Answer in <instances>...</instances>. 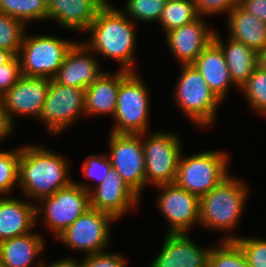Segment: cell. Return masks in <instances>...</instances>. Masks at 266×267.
I'll return each instance as SVG.
<instances>
[{"label":"cell","mask_w":266,"mask_h":267,"mask_svg":"<svg viewBox=\"0 0 266 267\" xmlns=\"http://www.w3.org/2000/svg\"><path fill=\"white\" fill-rule=\"evenodd\" d=\"M103 6L95 20L89 25L90 39L84 44L97 55L113 59L120 65V70L136 72L137 34L131 21L119 8Z\"/></svg>","instance_id":"obj_1"},{"label":"cell","mask_w":266,"mask_h":267,"mask_svg":"<svg viewBox=\"0 0 266 267\" xmlns=\"http://www.w3.org/2000/svg\"><path fill=\"white\" fill-rule=\"evenodd\" d=\"M64 156L41 145L21 146L18 186L35 204L74 180ZM37 199V200H36Z\"/></svg>","instance_id":"obj_2"},{"label":"cell","mask_w":266,"mask_h":267,"mask_svg":"<svg viewBox=\"0 0 266 267\" xmlns=\"http://www.w3.org/2000/svg\"><path fill=\"white\" fill-rule=\"evenodd\" d=\"M248 187L243 179L229 175L210 192L203 195L200 198L199 225L224 233L222 240H235L238 235L233 231L240 224L246 207Z\"/></svg>","instance_id":"obj_3"},{"label":"cell","mask_w":266,"mask_h":267,"mask_svg":"<svg viewBox=\"0 0 266 267\" xmlns=\"http://www.w3.org/2000/svg\"><path fill=\"white\" fill-rule=\"evenodd\" d=\"M181 73L174 87V99L183 114L196 127L211 128L217 119L221 100L192 65H181Z\"/></svg>","instance_id":"obj_4"},{"label":"cell","mask_w":266,"mask_h":267,"mask_svg":"<svg viewBox=\"0 0 266 267\" xmlns=\"http://www.w3.org/2000/svg\"><path fill=\"white\" fill-rule=\"evenodd\" d=\"M182 154L183 152L179 159L175 183L199 198L230 175L228 164L230 155L222 149L207 150L191 156Z\"/></svg>","instance_id":"obj_5"},{"label":"cell","mask_w":266,"mask_h":267,"mask_svg":"<svg viewBox=\"0 0 266 267\" xmlns=\"http://www.w3.org/2000/svg\"><path fill=\"white\" fill-rule=\"evenodd\" d=\"M138 71L130 72L121 82L117 97L115 134H142L149 131L150 94ZM149 96V97H148Z\"/></svg>","instance_id":"obj_6"},{"label":"cell","mask_w":266,"mask_h":267,"mask_svg":"<svg viewBox=\"0 0 266 267\" xmlns=\"http://www.w3.org/2000/svg\"><path fill=\"white\" fill-rule=\"evenodd\" d=\"M75 42L49 34L28 36L24 33L18 53L21 74L53 79Z\"/></svg>","instance_id":"obj_7"},{"label":"cell","mask_w":266,"mask_h":267,"mask_svg":"<svg viewBox=\"0 0 266 267\" xmlns=\"http://www.w3.org/2000/svg\"><path fill=\"white\" fill-rule=\"evenodd\" d=\"M150 133H142L146 187L175 183L183 152L180 137L164 130Z\"/></svg>","instance_id":"obj_8"},{"label":"cell","mask_w":266,"mask_h":267,"mask_svg":"<svg viewBox=\"0 0 266 267\" xmlns=\"http://www.w3.org/2000/svg\"><path fill=\"white\" fill-rule=\"evenodd\" d=\"M90 208V193L73 181L36 203V222L43 219L56 239Z\"/></svg>","instance_id":"obj_9"},{"label":"cell","mask_w":266,"mask_h":267,"mask_svg":"<svg viewBox=\"0 0 266 267\" xmlns=\"http://www.w3.org/2000/svg\"><path fill=\"white\" fill-rule=\"evenodd\" d=\"M116 221L111 214L90 208L56 240L68 249L82 251L85 256L100 253L106 251L109 243H112L110 224Z\"/></svg>","instance_id":"obj_10"},{"label":"cell","mask_w":266,"mask_h":267,"mask_svg":"<svg viewBox=\"0 0 266 267\" xmlns=\"http://www.w3.org/2000/svg\"><path fill=\"white\" fill-rule=\"evenodd\" d=\"M85 115V90L65 86L50 79L40 120L51 135H57Z\"/></svg>","instance_id":"obj_11"},{"label":"cell","mask_w":266,"mask_h":267,"mask_svg":"<svg viewBox=\"0 0 266 267\" xmlns=\"http://www.w3.org/2000/svg\"><path fill=\"white\" fill-rule=\"evenodd\" d=\"M109 152L112 169L140 197L146 186L142 134H109Z\"/></svg>","instance_id":"obj_12"},{"label":"cell","mask_w":266,"mask_h":267,"mask_svg":"<svg viewBox=\"0 0 266 267\" xmlns=\"http://www.w3.org/2000/svg\"><path fill=\"white\" fill-rule=\"evenodd\" d=\"M161 190L156 207L167 219L166 233H190L195 224H200V198L179 187L176 183L153 186Z\"/></svg>","instance_id":"obj_13"},{"label":"cell","mask_w":266,"mask_h":267,"mask_svg":"<svg viewBox=\"0 0 266 267\" xmlns=\"http://www.w3.org/2000/svg\"><path fill=\"white\" fill-rule=\"evenodd\" d=\"M50 87V79L21 76L3 95L1 101L11 121L15 116H27L40 120V114Z\"/></svg>","instance_id":"obj_14"},{"label":"cell","mask_w":266,"mask_h":267,"mask_svg":"<svg viewBox=\"0 0 266 267\" xmlns=\"http://www.w3.org/2000/svg\"><path fill=\"white\" fill-rule=\"evenodd\" d=\"M94 54L82 41L75 42L53 79L61 85L85 90L106 73V70L99 67L101 64Z\"/></svg>","instance_id":"obj_15"},{"label":"cell","mask_w":266,"mask_h":267,"mask_svg":"<svg viewBox=\"0 0 266 267\" xmlns=\"http://www.w3.org/2000/svg\"><path fill=\"white\" fill-rule=\"evenodd\" d=\"M140 199L118 172L112 169L102 183L90 192V207L109 213L118 221L137 207Z\"/></svg>","instance_id":"obj_16"},{"label":"cell","mask_w":266,"mask_h":267,"mask_svg":"<svg viewBox=\"0 0 266 267\" xmlns=\"http://www.w3.org/2000/svg\"><path fill=\"white\" fill-rule=\"evenodd\" d=\"M204 17L165 34L166 42L180 65H190L213 41L215 30L206 25Z\"/></svg>","instance_id":"obj_17"},{"label":"cell","mask_w":266,"mask_h":267,"mask_svg":"<svg viewBox=\"0 0 266 267\" xmlns=\"http://www.w3.org/2000/svg\"><path fill=\"white\" fill-rule=\"evenodd\" d=\"M160 253L149 267H207L211 248L198 246L188 233H166Z\"/></svg>","instance_id":"obj_18"},{"label":"cell","mask_w":266,"mask_h":267,"mask_svg":"<svg viewBox=\"0 0 266 267\" xmlns=\"http://www.w3.org/2000/svg\"><path fill=\"white\" fill-rule=\"evenodd\" d=\"M47 21L69 31L87 30L103 5L98 0H48Z\"/></svg>","instance_id":"obj_19"},{"label":"cell","mask_w":266,"mask_h":267,"mask_svg":"<svg viewBox=\"0 0 266 267\" xmlns=\"http://www.w3.org/2000/svg\"><path fill=\"white\" fill-rule=\"evenodd\" d=\"M36 224V204L31 199L0 196V242L32 232Z\"/></svg>","instance_id":"obj_20"},{"label":"cell","mask_w":266,"mask_h":267,"mask_svg":"<svg viewBox=\"0 0 266 267\" xmlns=\"http://www.w3.org/2000/svg\"><path fill=\"white\" fill-rule=\"evenodd\" d=\"M192 65L202 75L208 87L223 102L232 82L227 63L221 48L212 41L196 58Z\"/></svg>","instance_id":"obj_21"},{"label":"cell","mask_w":266,"mask_h":267,"mask_svg":"<svg viewBox=\"0 0 266 267\" xmlns=\"http://www.w3.org/2000/svg\"><path fill=\"white\" fill-rule=\"evenodd\" d=\"M129 71L118 70L117 73L107 71L98 81L85 89V115H112L116 111L120 82Z\"/></svg>","instance_id":"obj_22"},{"label":"cell","mask_w":266,"mask_h":267,"mask_svg":"<svg viewBox=\"0 0 266 267\" xmlns=\"http://www.w3.org/2000/svg\"><path fill=\"white\" fill-rule=\"evenodd\" d=\"M41 235L32 231L1 241L0 262L6 267H42L43 262L36 261L37 256L45 250L46 239Z\"/></svg>","instance_id":"obj_23"},{"label":"cell","mask_w":266,"mask_h":267,"mask_svg":"<svg viewBox=\"0 0 266 267\" xmlns=\"http://www.w3.org/2000/svg\"><path fill=\"white\" fill-rule=\"evenodd\" d=\"M215 30L213 41L223 51L229 75L237 90L248 80L257 67V52L228 36L226 44Z\"/></svg>","instance_id":"obj_24"},{"label":"cell","mask_w":266,"mask_h":267,"mask_svg":"<svg viewBox=\"0 0 266 267\" xmlns=\"http://www.w3.org/2000/svg\"><path fill=\"white\" fill-rule=\"evenodd\" d=\"M229 37L254 49L266 46V23L237 4L226 16Z\"/></svg>","instance_id":"obj_25"},{"label":"cell","mask_w":266,"mask_h":267,"mask_svg":"<svg viewBox=\"0 0 266 267\" xmlns=\"http://www.w3.org/2000/svg\"><path fill=\"white\" fill-rule=\"evenodd\" d=\"M48 0H0V13L20 20L25 26L28 21L47 20Z\"/></svg>","instance_id":"obj_26"},{"label":"cell","mask_w":266,"mask_h":267,"mask_svg":"<svg viewBox=\"0 0 266 267\" xmlns=\"http://www.w3.org/2000/svg\"><path fill=\"white\" fill-rule=\"evenodd\" d=\"M198 17L193 0H167L158 23L163 28V33L166 34L173 29L193 22Z\"/></svg>","instance_id":"obj_27"},{"label":"cell","mask_w":266,"mask_h":267,"mask_svg":"<svg viewBox=\"0 0 266 267\" xmlns=\"http://www.w3.org/2000/svg\"><path fill=\"white\" fill-rule=\"evenodd\" d=\"M211 247L207 267H250L243 251L234 240H221Z\"/></svg>","instance_id":"obj_28"},{"label":"cell","mask_w":266,"mask_h":267,"mask_svg":"<svg viewBox=\"0 0 266 267\" xmlns=\"http://www.w3.org/2000/svg\"><path fill=\"white\" fill-rule=\"evenodd\" d=\"M239 91L252 111L266 117V71L256 67Z\"/></svg>","instance_id":"obj_29"},{"label":"cell","mask_w":266,"mask_h":267,"mask_svg":"<svg viewBox=\"0 0 266 267\" xmlns=\"http://www.w3.org/2000/svg\"><path fill=\"white\" fill-rule=\"evenodd\" d=\"M167 0H126L121 11L134 23L158 22Z\"/></svg>","instance_id":"obj_30"},{"label":"cell","mask_w":266,"mask_h":267,"mask_svg":"<svg viewBox=\"0 0 266 267\" xmlns=\"http://www.w3.org/2000/svg\"><path fill=\"white\" fill-rule=\"evenodd\" d=\"M21 147L10 150H0V196L10 194L19 181V163Z\"/></svg>","instance_id":"obj_31"},{"label":"cell","mask_w":266,"mask_h":267,"mask_svg":"<svg viewBox=\"0 0 266 267\" xmlns=\"http://www.w3.org/2000/svg\"><path fill=\"white\" fill-rule=\"evenodd\" d=\"M26 26L18 19L0 13V48L18 56Z\"/></svg>","instance_id":"obj_32"},{"label":"cell","mask_w":266,"mask_h":267,"mask_svg":"<svg viewBox=\"0 0 266 267\" xmlns=\"http://www.w3.org/2000/svg\"><path fill=\"white\" fill-rule=\"evenodd\" d=\"M82 172L83 175L90 180H95L97 183L92 187L90 184H86L84 182L76 181V184L81 186L83 189L88 191L89 193L97 186H99L105 177L111 172L112 165L110 162L107 153H103V155H89L86 157L84 163L82 164Z\"/></svg>","instance_id":"obj_33"},{"label":"cell","mask_w":266,"mask_h":267,"mask_svg":"<svg viewBox=\"0 0 266 267\" xmlns=\"http://www.w3.org/2000/svg\"><path fill=\"white\" fill-rule=\"evenodd\" d=\"M234 241L243 251L250 267H266L265 239L238 236Z\"/></svg>","instance_id":"obj_34"},{"label":"cell","mask_w":266,"mask_h":267,"mask_svg":"<svg viewBox=\"0 0 266 267\" xmlns=\"http://www.w3.org/2000/svg\"><path fill=\"white\" fill-rule=\"evenodd\" d=\"M82 267H127L126 259L120 253H112L108 250L86 255L81 260Z\"/></svg>","instance_id":"obj_35"},{"label":"cell","mask_w":266,"mask_h":267,"mask_svg":"<svg viewBox=\"0 0 266 267\" xmlns=\"http://www.w3.org/2000/svg\"><path fill=\"white\" fill-rule=\"evenodd\" d=\"M200 17L213 16L218 14L227 15L237 4L239 0H193Z\"/></svg>","instance_id":"obj_36"},{"label":"cell","mask_w":266,"mask_h":267,"mask_svg":"<svg viewBox=\"0 0 266 267\" xmlns=\"http://www.w3.org/2000/svg\"><path fill=\"white\" fill-rule=\"evenodd\" d=\"M22 76L18 56L0 66V97L3 96Z\"/></svg>","instance_id":"obj_37"},{"label":"cell","mask_w":266,"mask_h":267,"mask_svg":"<svg viewBox=\"0 0 266 267\" xmlns=\"http://www.w3.org/2000/svg\"><path fill=\"white\" fill-rule=\"evenodd\" d=\"M239 5L266 23V0H239Z\"/></svg>","instance_id":"obj_38"},{"label":"cell","mask_w":266,"mask_h":267,"mask_svg":"<svg viewBox=\"0 0 266 267\" xmlns=\"http://www.w3.org/2000/svg\"><path fill=\"white\" fill-rule=\"evenodd\" d=\"M15 123H13L8 115V112L4 109L3 103L0 98V144L7 140L9 135L13 134Z\"/></svg>","instance_id":"obj_39"},{"label":"cell","mask_w":266,"mask_h":267,"mask_svg":"<svg viewBox=\"0 0 266 267\" xmlns=\"http://www.w3.org/2000/svg\"><path fill=\"white\" fill-rule=\"evenodd\" d=\"M42 267H82L81 266V261H77L74 258H65V259H60L57 261H53L52 263L48 264L47 262L45 263L43 261Z\"/></svg>","instance_id":"obj_40"},{"label":"cell","mask_w":266,"mask_h":267,"mask_svg":"<svg viewBox=\"0 0 266 267\" xmlns=\"http://www.w3.org/2000/svg\"><path fill=\"white\" fill-rule=\"evenodd\" d=\"M256 62H257V67L259 69L266 71V46L263 49L257 51Z\"/></svg>","instance_id":"obj_41"},{"label":"cell","mask_w":266,"mask_h":267,"mask_svg":"<svg viewBox=\"0 0 266 267\" xmlns=\"http://www.w3.org/2000/svg\"><path fill=\"white\" fill-rule=\"evenodd\" d=\"M15 55L6 49L0 48V66L8 63Z\"/></svg>","instance_id":"obj_42"},{"label":"cell","mask_w":266,"mask_h":267,"mask_svg":"<svg viewBox=\"0 0 266 267\" xmlns=\"http://www.w3.org/2000/svg\"><path fill=\"white\" fill-rule=\"evenodd\" d=\"M103 6L110 5L111 1L109 0H98Z\"/></svg>","instance_id":"obj_43"},{"label":"cell","mask_w":266,"mask_h":267,"mask_svg":"<svg viewBox=\"0 0 266 267\" xmlns=\"http://www.w3.org/2000/svg\"><path fill=\"white\" fill-rule=\"evenodd\" d=\"M0 267H6L3 263L0 262Z\"/></svg>","instance_id":"obj_44"}]
</instances>
